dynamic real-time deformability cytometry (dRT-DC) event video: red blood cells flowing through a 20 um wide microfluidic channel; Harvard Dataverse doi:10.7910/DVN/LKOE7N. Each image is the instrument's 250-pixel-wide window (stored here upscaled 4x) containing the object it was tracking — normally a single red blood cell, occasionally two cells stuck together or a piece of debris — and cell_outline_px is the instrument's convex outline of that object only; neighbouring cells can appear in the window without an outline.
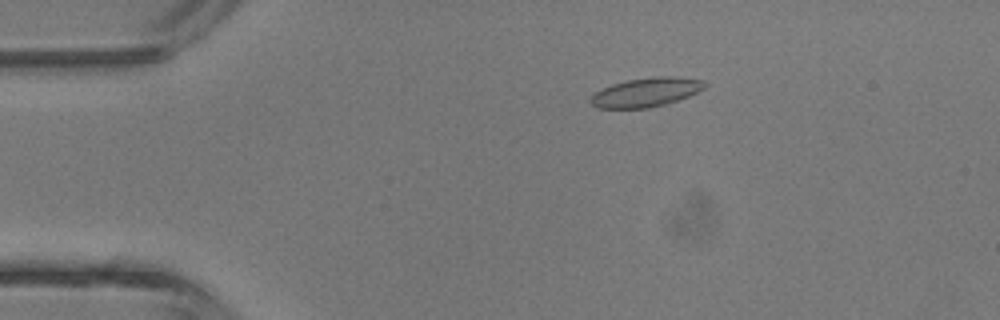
{"species": "common noctule bat (a hibernating species)", "species_latin": "Nyctalus noctula", "temperature_condition": "room temperature", "stored_images_in_passage": 4, "camera_frame_rate_fps": 3000, "um_per_image_px": 0.085, "animal": {"sex": "male", "body_mass_g": 13.3}, "frame": {"image": 1, "passage_image": 3, "time_ms": 2.333, "image_size_px": [1000, 320], "cell_outline_px": [[708, 84], [704, 88], [688, 96], [668, 104], [648, 108], [596, 108], [588, 100], [596, 92], [612, 84], [628, 80], [656, 76], [676, 76], [704, 80]], "centroid_in_image_um": [54.94, 7.84], "position_along_channel_um": 30.1, "area_um2": 19.36}}